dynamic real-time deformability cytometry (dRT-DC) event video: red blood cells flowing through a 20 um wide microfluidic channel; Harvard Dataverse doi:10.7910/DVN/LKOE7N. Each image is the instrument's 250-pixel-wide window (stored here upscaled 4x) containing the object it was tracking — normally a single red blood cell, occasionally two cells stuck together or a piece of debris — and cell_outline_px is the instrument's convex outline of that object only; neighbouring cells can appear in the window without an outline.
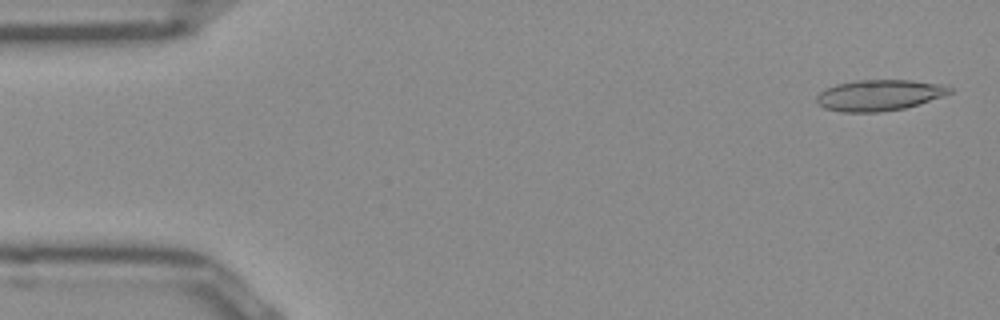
{"species": "Egyptian fruit bat (a non-hibernating species)", "species_latin": "Rousettus aegyptiacus", "temperature_condition": "room temperature", "stored_images_in_passage": 51, "camera_frame_rate_fps": 3000, "um_per_image_px": 0.085, "frame": {"image": 1, "passage_image": 2, "time_ms": 0.333, "image_size_px": [1000, 320], "cell_outline_px": [[952, 92], [904, 108], [880, 112], [844, 112], [824, 108], [816, 104], [816, 96], [820, 92], [836, 84], [856, 80], [912, 80], [936, 84], [952, 88]], "centroid_in_image_um": [74.65, 8.09], "position_along_channel_um": 10.4, "area_um2": 23.64}}
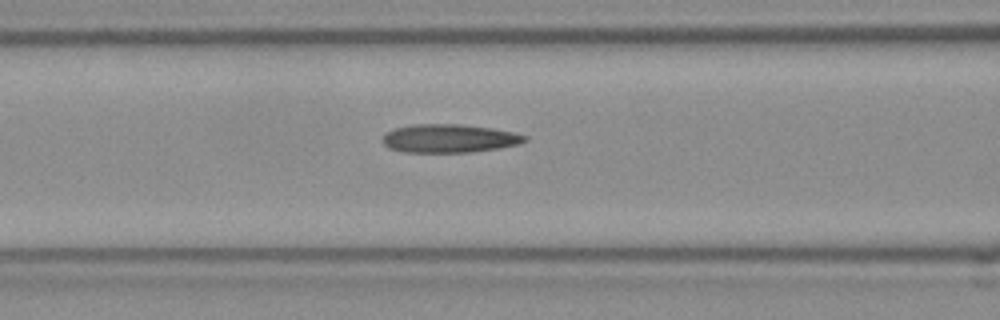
{"frame": {"image": 2, "passage_image": 20, "time_ms": 6.333, "image_size_px": [1000, 320], "cell_outline_px": [[528, 140], [520, 144], [500, 148], [472, 152], [404, 152], [388, 148], [380, 140], [384, 132], [396, 128], [412, 124], [460, 124], [492, 128], [512, 132], [528, 136]], "centroid_in_image_um": [38.16, 11.76], "position_along_channel_um": 128.4, "area_um2": 23.81}}
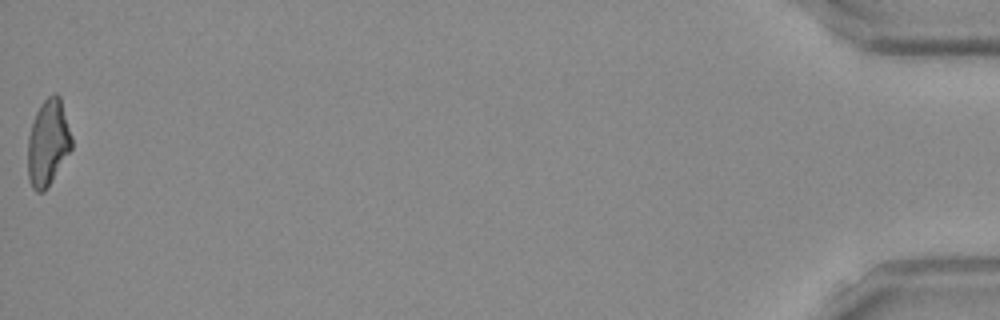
{"frame": {"image": 3, "passage_image": 51, "time_ms": 16.667, "image_size_px": [1000, 320], "cell_outline_px": [[72, 148], [52, 180], [44, 192], [36, 192], [32, 188], [28, 180], [28, 136], [36, 112], [40, 104], [52, 92], [56, 92], [60, 96], [72, 136]], "centroid_in_image_um": [4.08, 12.12], "position_along_channel_um": 431.1, "area_um2": 22.14}, "authors_computed_cell_mechanics": {"area_um2": 23.0044, "velocity_mm_per_s": 3.944, "shape_relaxation_time_tau1_ms": null, "shape_relaxation_time_tau2_ms": 5.2879, "deformation_change_tau1": null, "deformation_change_tau2": 0.1618}}